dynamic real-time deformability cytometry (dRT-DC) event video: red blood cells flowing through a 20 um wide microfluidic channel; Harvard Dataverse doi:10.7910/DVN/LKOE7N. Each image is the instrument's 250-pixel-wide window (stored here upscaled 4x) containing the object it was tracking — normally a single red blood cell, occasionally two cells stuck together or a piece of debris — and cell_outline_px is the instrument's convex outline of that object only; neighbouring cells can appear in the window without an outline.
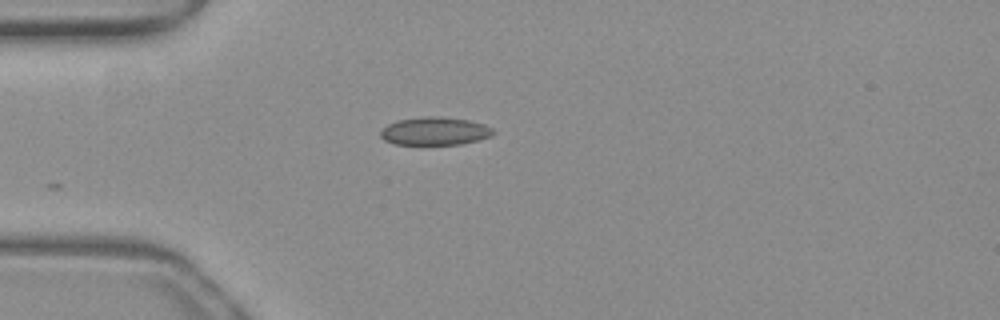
{"species": "common noctule bat (a hibernating species)", "species_latin": "Nyctalus noctula", "temperature_condition": "warm", "stored_images_in_passage": 19, "camera_frame_rate_fps": 3000, "um_per_image_px": 0.085, "animal": {"sex": "female", "body_mass_g": 19.3, "forearm_length_mm": 54.1}, "frame": {"image": 1, "passage_image": 1, "time_ms": 0.0, "image_size_px": [1000, 320], "cell_outline_px": [[496, 132], [492, 136], [460, 144], [396, 144], [384, 140], [380, 136], [380, 132], [388, 124], [396, 120], [424, 116], [440, 116], [468, 120], [484, 124], [492, 128]], "centroid_in_image_um": [36.96, 11.13], "position_along_channel_um": 48.0, "area_um2": 18.38}}
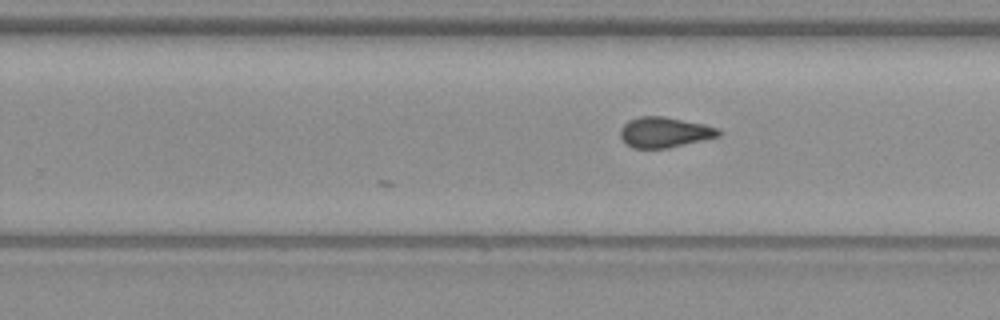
{"frame": {"image": 2, "passage_image": 19, "time_ms": 6.0, "image_size_px": [1000, 320], "cell_outline_px": [[724, 132], [720, 136], [668, 148], [632, 148], [620, 136], [620, 128], [628, 120], [640, 116], [664, 116], [704, 124], [720, 128]], "centroid_in_image_um": [56.52, 11.23], "position_along_channel_um": 273.3, "area_um2": 17.51}}